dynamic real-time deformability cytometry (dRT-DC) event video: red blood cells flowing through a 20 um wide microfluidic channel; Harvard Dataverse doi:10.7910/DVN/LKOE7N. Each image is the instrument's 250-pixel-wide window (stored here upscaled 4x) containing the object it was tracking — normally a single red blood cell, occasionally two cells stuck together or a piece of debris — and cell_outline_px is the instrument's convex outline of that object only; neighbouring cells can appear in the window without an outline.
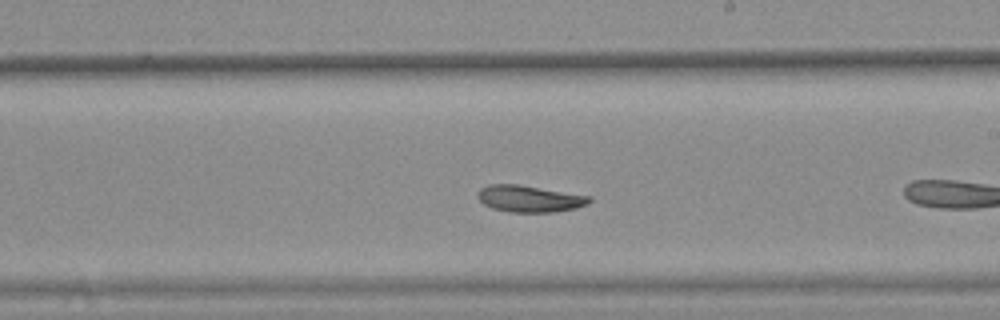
{"species": "common noctule bat (a hibernating species)", "species_latin": "Nyctalus noctula", "temperature_condition": "warm", "stored_images_in_passage": 25, "camera_frame_rate_fps": 3000, "um_per_image_px": 0.085, "animal": {"sex": "female", "body_mass_g": 25.1}, "frame": {"image": 1, "passage_image": 11, "time_ms": 3.333, "image_size_px": [1000, 320], "cell_outline_px": [[592, 200], [588, 204], [576, 208], [552, 212], [508, 212], [492, 208], [484, 204], [476, 196], [476, 192], [480, 188], [488, 184], [520, 184], [592, 196]], "centroid_in_image_um": [45.0, 16.88], "position_along_channel_um": 244.0, "area_um2": 17.63}}